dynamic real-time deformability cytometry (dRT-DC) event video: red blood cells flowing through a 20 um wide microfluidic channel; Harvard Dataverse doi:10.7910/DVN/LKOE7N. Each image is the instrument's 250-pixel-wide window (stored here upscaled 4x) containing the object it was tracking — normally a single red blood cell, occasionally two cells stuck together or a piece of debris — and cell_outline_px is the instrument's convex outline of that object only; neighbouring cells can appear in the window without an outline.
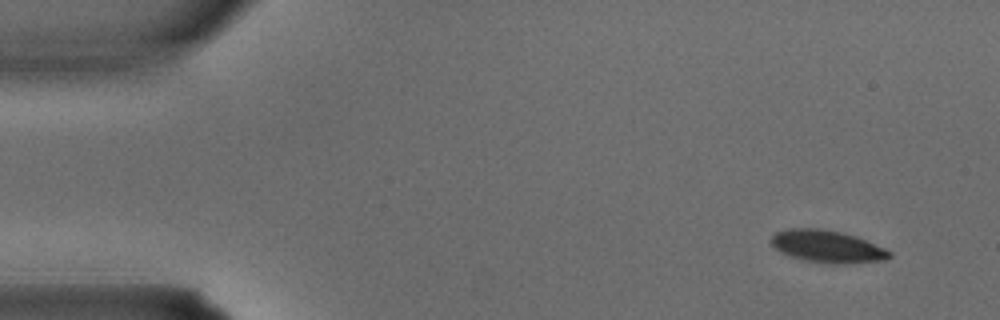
{"species": "common noctule bat (a hibernating species)", "species_latin": "Nyctalus noctula", "temperature_condition": "warm", "stored_images_in_passage": 4, "segment_of_instrument_passage": [1, 2], "camera_frame_rate_fps": 3000, "um_per_image_px": 0.085, "animal": {"sex": "male", "body_mass_g": 15.6}, "frame": {"image": 1, "passage_image": 1, "time_ms": 0.0, "image_size_px": [1000, 320], "cell_outline_px": [[892, 256], [884, 260], [844, 264], [832, 264], [804, 260], [792, 256], [776, 248], [772, 244], [772, 236], [776, 232], [788, 228], [820, 228], [844, 232], [856, 236], [884, 248], [892, 252]], "centroid_in_image_um": [70.36, 20.94], "position_along_channel_um": 14.6, "area_um2": 22.14}}
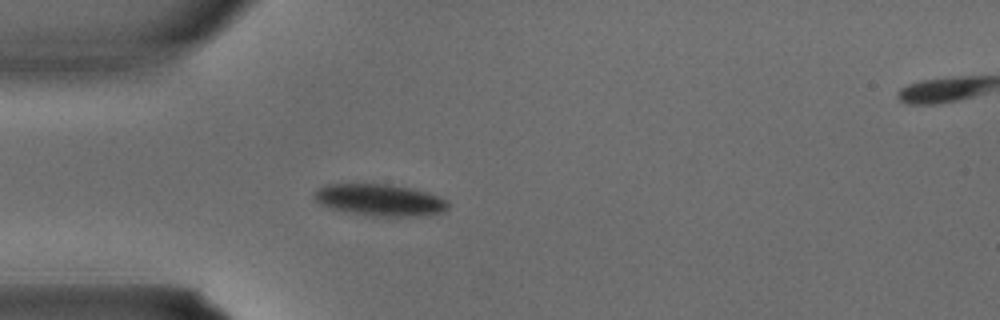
{"frame": {"image": 2, "passage_image": 3, "time_ms": 0.667, "image_size_px": [1000, 320], "cell_outline_px": [[448, 208], [444, 212], [416, 216], [372, 216], [344, 212], [328, 208], [320, 204], [316, 200], [316, 188], [324, 184], [388, 184], [408, 188], [424, 192], [448, 200]], "centroid_in_image_um": [32.24, 17.01], "position_along_channel_um": 52.8, "area_um2": 24.68}}